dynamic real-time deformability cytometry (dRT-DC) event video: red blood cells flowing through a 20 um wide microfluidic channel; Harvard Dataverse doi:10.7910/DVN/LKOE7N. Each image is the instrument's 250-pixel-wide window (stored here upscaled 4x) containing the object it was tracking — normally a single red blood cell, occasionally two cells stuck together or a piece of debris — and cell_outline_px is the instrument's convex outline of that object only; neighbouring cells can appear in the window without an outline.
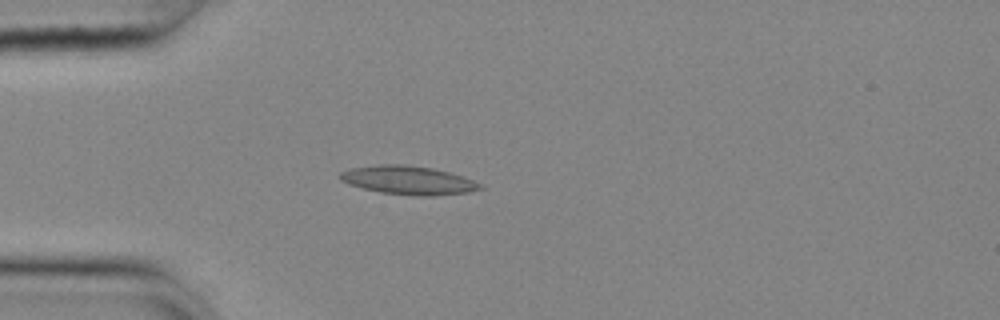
{"species": "common noctule bat (a hibernating species)", "species_latin": "Nyctalus noctula", "temperature_condition": "cold", "stored_images_in_passage": 54, "camera_frame_rate_fps": 3000, "um_per_image_px": 0.085, "animal": {"sex": "female", "body_mass_g": 25.1}, "frame": {"image": 1, "passage_image": 15, "time_ms": 4.667, "image_size_px": [1000, 320], "cell_outline_px": [[484, 188], [468, 192], [432, 196], [416, 196], [380, 192], [348, 184], [340, 180], [340, 172], [352, 168], [380, 164], [404, 164], [432, 168], [448, 172], [484, 184]], "centroid_in_image_um": [34.71, 15.32], "position_along_channel_um": 50.3, "area_um2": 23.24}}
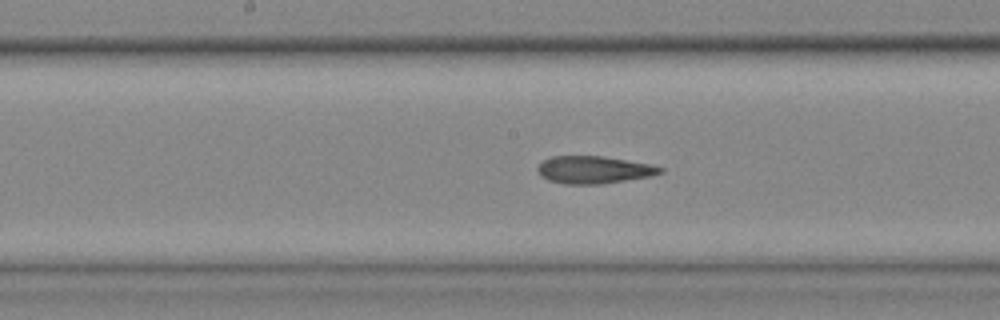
{"frame": {"image": 2, "passage_image": 28, "time_ms": 9.0, "image_size_px": [1000, 320], "cell_outline_px": [[664, 172], [652, 176], [600, 184], [564, 184], [548, 180], [540, 176], [536, 168], [544, 160], [552, 156], [600, 156], [648, 164], [664, 168]], "centroid_in_image_um": [50.45, 14.44], "position_along_channel_um": 197.8, "area_um2": 19.48}}
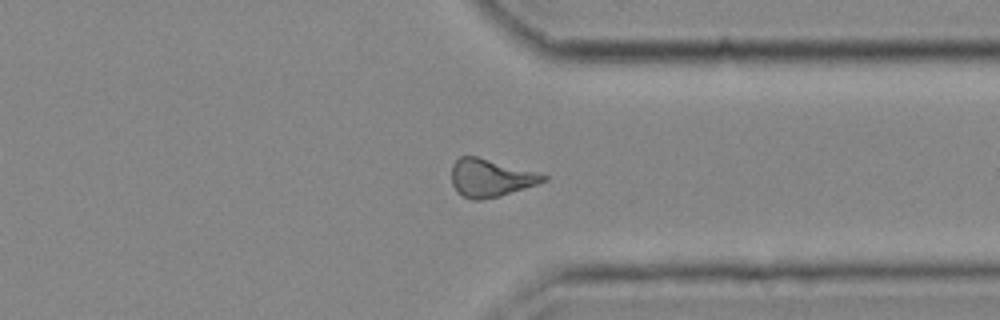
{"frame": {"image": 3, "passage_image": 42, "time_ms": 13.667, "image_size_px": [1000, 320], "cell_outline_px": [[548, 180], [500, 196], [480, 200], [472, 200], [456, 192], [452, 184], [452, 164], [460, 156], [476, 156], [536, 172], [548, 176]], "centroid_in_image_um": [41.66, 15.13], "position_along_channel_um": 369.7, "area_um2": 20.0}, "authors_computed_cell_mechanics": {"area_um2": 20.3745, "velocity_mm_per_s": 3.6911, "shape_relaxation_time_tau1_ms": null, "shape_relaxation_time_tau2_ms": 8.1162, "deformation_change_tau1": null, "deformation_change_tau2": 0.1785}}